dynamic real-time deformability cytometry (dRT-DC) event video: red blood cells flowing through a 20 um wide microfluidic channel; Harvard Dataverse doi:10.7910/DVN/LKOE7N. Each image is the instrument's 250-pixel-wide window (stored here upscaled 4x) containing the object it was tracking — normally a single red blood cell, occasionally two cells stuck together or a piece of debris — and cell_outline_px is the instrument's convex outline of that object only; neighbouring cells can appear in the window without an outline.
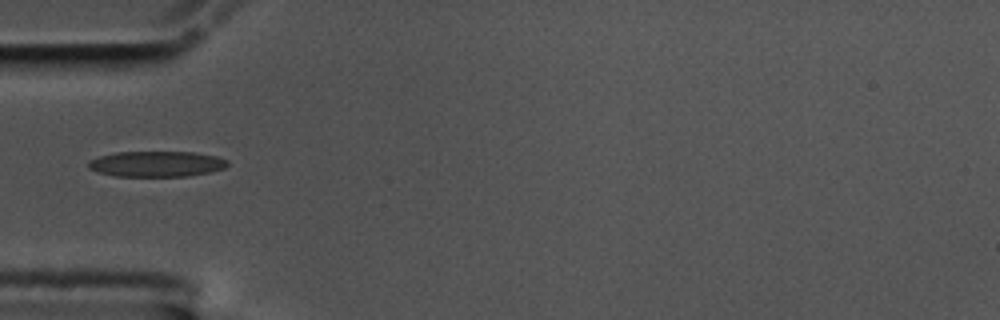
{"species": "common noctule bat (a hibernating species)", "species_latin": "Nyctalus noctula", "temperature_condition": "cold", "stored_images_in_passage": 6, "camera_frame_rate_fps": 3000, "um_per_image_px": 0.085, "animal": {"sex": "male", "body_mass_g": 17.5, "forearm_length_mm": 52.3}, "frame": {"image": 1, "passage_image": 1, "time_ms": 0.0, "image_size_px": [1000, 320], "cell_outline_px": [[228, 164], [224, 168], [208, 172], [188, 176], [116, 176], [96, 172], [88, 168], [88, 160], [100, 156], [116, 152], [192, 152], [216, 156], [228, 160]], "centroid_in_image_um": [13.27, 13.93], "position_along_channel_um": 71.7, "area_um2": 20.75}}